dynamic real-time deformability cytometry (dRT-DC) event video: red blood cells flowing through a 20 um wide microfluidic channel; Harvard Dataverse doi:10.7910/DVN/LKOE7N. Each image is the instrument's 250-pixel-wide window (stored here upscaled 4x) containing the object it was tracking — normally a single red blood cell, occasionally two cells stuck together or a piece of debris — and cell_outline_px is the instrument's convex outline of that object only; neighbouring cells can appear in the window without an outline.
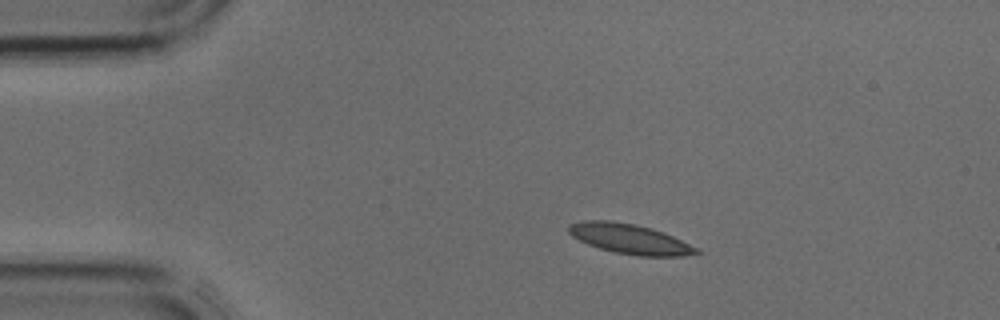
{"species": "common noctule bat (a hibernating species)", "species_latin": "Nyctalus noctula", "temperature_condition": "cold", "stored_images_in_passage": 2, "camera_frame_rate_fps": 3000, "um_per_image_px": 0.085, "animal": {"sex": "male", "body_mass_g": 17.9, "forearm_length_mm": 54.2}, "frame": {"image": 1, "passage_image": 1, "time_ms": 0.0, "image_size_px": [1000, 320], "cell_outline_px": [[700, 252], [684, 256], [640, 256], [616, 252], [600, 248], [588, 244], [572, 236], [568, 232], [568, 224], [584, 220], [608, 220], [636, 224], [652, 228], [664, 232], [696, 248]], "centroid_in_image_um": [53.49, 20.29], "position_along_channel_um": 31.5, "area_um2": 22.02}}